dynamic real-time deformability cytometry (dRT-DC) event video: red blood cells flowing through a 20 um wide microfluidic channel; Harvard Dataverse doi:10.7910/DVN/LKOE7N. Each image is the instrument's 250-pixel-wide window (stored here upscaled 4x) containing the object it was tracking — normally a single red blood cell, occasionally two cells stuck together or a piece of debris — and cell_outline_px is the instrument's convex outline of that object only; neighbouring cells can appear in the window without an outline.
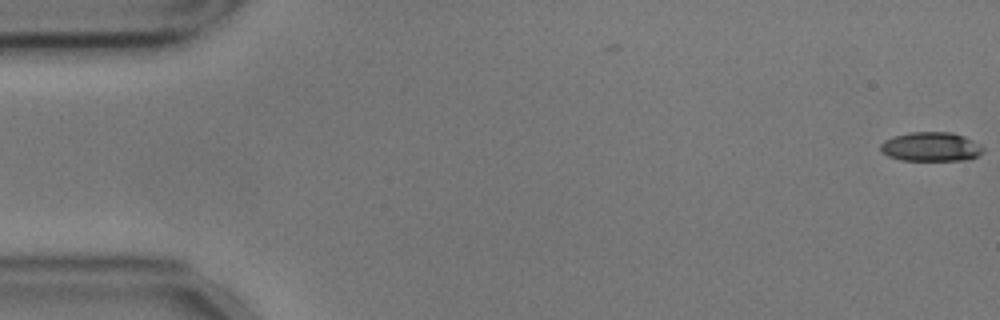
{"species": "common noctule bat (a hibernating species)", "species_latin": "Nyctalus noctula", "temperature_condition": "cold", "stored_images_in_passage": 3, "camera_frame_rate_fps": 3000, "um_per_image_px": 0.085, "animal": {"sex": "male", "body_mass_g": 17.9, "forearm_length_mm": 54.2}, "frame": {"image": 1, "passage_image": 1, "time_ms": 0.0, "image_size_px": [1000, 320], "cell_outline_px": [[984, 152], [968, 160], [900, 160], [888, 156], [880, 152], [880, 144], [884, 140], [892, 136], [912, 132], [952, 132], [964, 136], [980, 144], [984, 148]], "centroid_in_image_um": [79.12, 12.47], "position_along_channel_um": 5.9, "area_um2": 17.63}}